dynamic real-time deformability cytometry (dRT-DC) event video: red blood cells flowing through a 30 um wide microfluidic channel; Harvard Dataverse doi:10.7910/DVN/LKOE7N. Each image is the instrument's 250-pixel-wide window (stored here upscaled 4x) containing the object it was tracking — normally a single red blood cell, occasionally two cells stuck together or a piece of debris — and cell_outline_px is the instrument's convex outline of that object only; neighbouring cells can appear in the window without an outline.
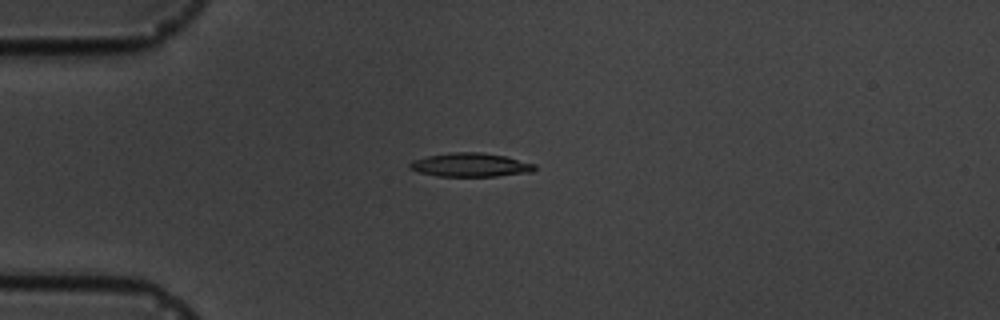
{"species": "common noctule bat (a hibernating species)", "species_latin": "Nyctalus noctula", "temperature_condition": "cold", "stored_images_in_passage": 3, "camera_frame_rate_fps": 3000, "um_per_image_px": 0.085, "animal": {"sex": "male", "body_mass_g": 19.5, "forearm_length_mm": 54.6}, "frame": {"image": 1, "passage_image": 1, "time_ms": 0.0, "image_size_px": [1000, 320], "cell_outline_px": [[536, 168], [532, 172], [496, 176], [436, 176], [420, 172], [408, 168], [408, 164], [412, 160], [428, 156], [452, 152], [480, 152], [504, 156], [536, 164]], "centroid_in_image_um": [39.98, 14.02], "position_along_channel_um": 45.0, "area_um2": 17.22}}
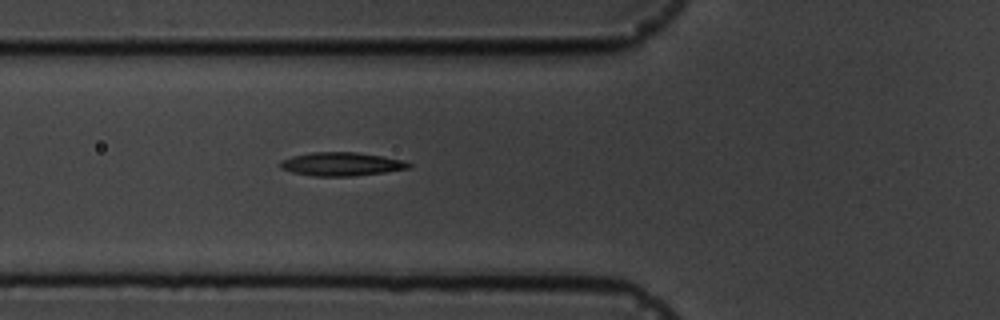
{"frame": {"image": 2, "passage_image": 3, "time_ms": 2.0, "image_size_px": [1000, 320], "cell_outline_px": [[412, 164], [408, 168], [384, 172], [352, 176], [312, 176], [292, 172], [280, 168], [280, 160], [292, 156], [312, 152], [356, 152], [404, 160]], "centroid_in_image_um": [28.98, 13.94], "position_along_channel_um": 96.8, "area_um2": 17.51}}